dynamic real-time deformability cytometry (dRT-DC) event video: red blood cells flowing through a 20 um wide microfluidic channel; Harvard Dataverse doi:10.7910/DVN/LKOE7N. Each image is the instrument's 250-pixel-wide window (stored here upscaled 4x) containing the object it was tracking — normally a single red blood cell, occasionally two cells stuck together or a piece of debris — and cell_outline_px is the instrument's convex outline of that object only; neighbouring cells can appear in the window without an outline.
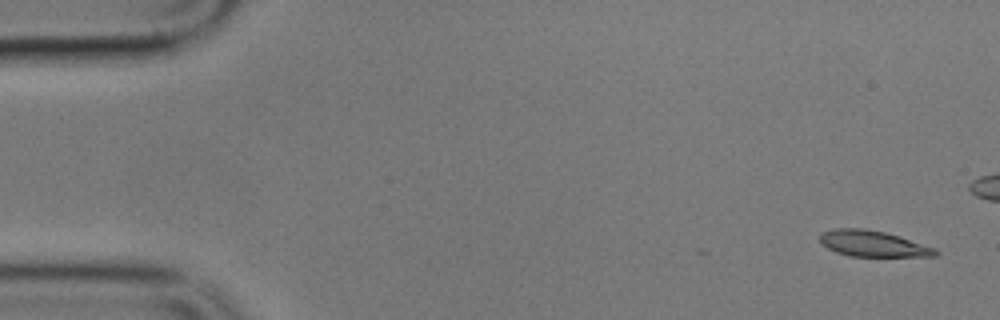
{"species": "common noctule bat (a hibernating species)", "species_latin": "Nyctalus noctula", "temperature_condition": "cold", "stored_images_in_passage": 5, "camera_frame_rate_fps": 3000, "um_per_image_px": 0.085, "animal": {"sex": "male", "body_mass_g": 17.9}, "frame": {"image": 1, "passage_image": 1, "time_ms": 0.0, "image_size_px": [1000, 320], "cell_outline_px": [[940, 252], [936, 256], [852, 256], [836, 252], [828, 248], [820, 240], [820, 232], [832, 228], [864, 228], [884, 232], [900, 236], [936, 248]], "centroid_in_image_um": [74.21, 20.7], "position_along_channel_um": 10.8, "area_um2": 17.51}}